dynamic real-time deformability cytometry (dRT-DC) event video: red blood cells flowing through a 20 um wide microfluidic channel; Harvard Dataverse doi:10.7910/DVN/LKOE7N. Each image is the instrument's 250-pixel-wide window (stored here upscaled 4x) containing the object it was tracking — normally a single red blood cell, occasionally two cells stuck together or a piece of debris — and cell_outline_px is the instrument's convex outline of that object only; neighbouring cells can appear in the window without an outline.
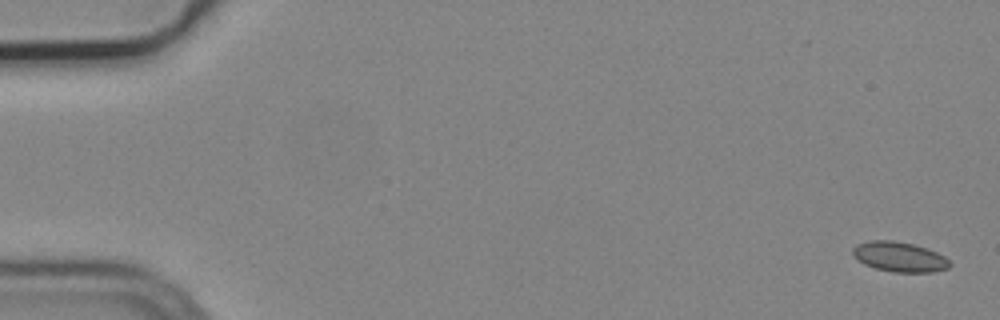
{"species": "common noctule bat (a hibernating species)", "species_latin": "Nyctalus noctula", "temperature_condition": "cold", "stored_images_in_passage": 8, "camera_frame_rate_fps": 3000, "um_per_image_px": 0.085, "animal": {"sex": "male", "body_mass_g": 19.2, "forearm_length_mm": 51.8}, "frame": {"image": 1, "passage_image": 1, "time_ms": 0.0, "image_size_px": [1000, 320], "cell_outline_px": [[952, 264], [948, 268], [932, 272], [892, 272], [876, 268], [864, 264], [852, 252], [852, 248], [856, 244], [868, 240], [892, 240], [912, 244], [928, 248], [944, 256]], "centroid_in_image_um": [76.46, 21.82], "position_along_channel_um": 8.5, "area_um2": 16.88}}
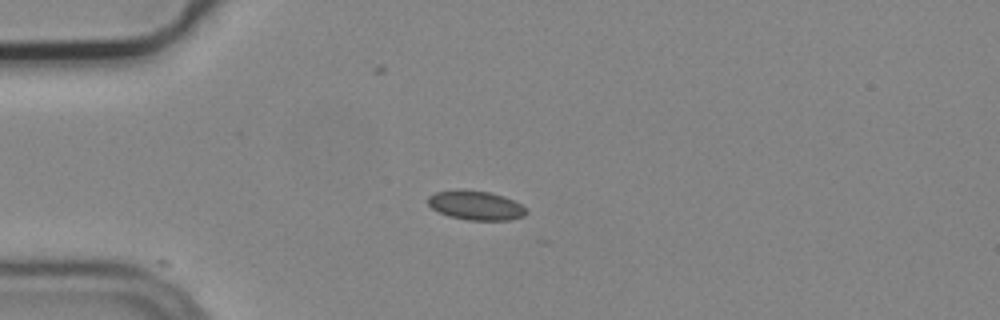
{"frame": {"image": 2, "passage_image": 4, "time_ms": 1.0, "image_size_px": [1000, 320], "cell_outline_px": [[528, 212], [524, 216], [508, 220], [468, 220], [448, 216], [432, 208], [428, 204], [428, 196], [436, 192], [456, 188], [460, 188], [488, 192], [504, 196], [520, 204]], "centroid_in_image_um": [40.41, 17.44], "position_along_channel_um": 44.6, "area_um2": 16.82}}
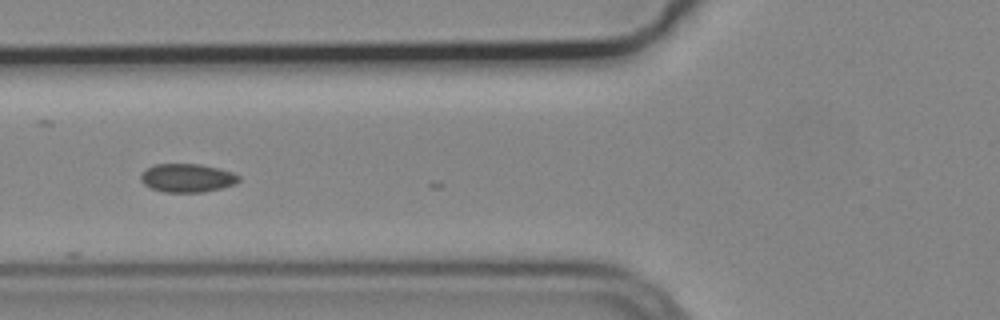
{"frame": {"image": 3, "passage_image": 6, "time_ms": 1.667, "image_size_px": [1000, 320], "cell_outline_px": [[240, 180], [236, 184], [220, 188], [200, 192], [164, 192], [152, 188], [144, 184], [140, 180], [140, 172], [152, 164], [200, 164], [220, 168], [232, 172], [240, 176]], "centroid_in_image_um": [15.89, 15.11], "position_along_channel_um": 109.9, "area_um2": 16.42}}